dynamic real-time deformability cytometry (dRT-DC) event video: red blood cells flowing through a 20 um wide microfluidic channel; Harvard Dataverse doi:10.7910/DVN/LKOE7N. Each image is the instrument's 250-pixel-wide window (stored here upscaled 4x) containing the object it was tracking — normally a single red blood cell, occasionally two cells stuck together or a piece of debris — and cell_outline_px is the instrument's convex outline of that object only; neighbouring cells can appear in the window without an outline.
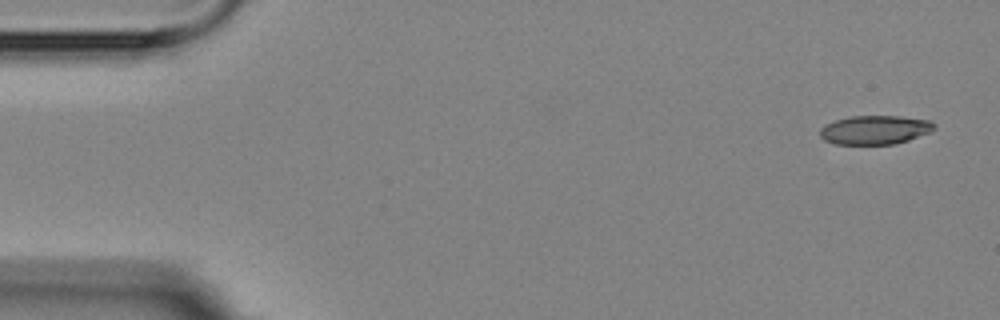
{"species": "Egyptian fruit bat (a non-hibernating species)", "species_latin": "Rousettus aegyptiacus", "temperature_condition": "room temperature", "stored_images_in_passage": 3, "camera_frame_rate_fps": 3000, "um_per_image_px": 0.085, "animal": {"sex": "female"}, "frame": {"image": 1, "passage_image": 1, "time_ms": 0.0, "image_size_px": [1000, 320], "cell_outline_px": [[936, 128], [932, 132], [896, 144], [836, 144], [824, 140], [820, 136], [820, 128], [824, 124], [848, 116], [900, 116], [928, 120], [936, 124]], "centroid_in_image_um": [74.38, 11.04], "position_along_channel_um": 10.6, "area_um2": 19.42}}